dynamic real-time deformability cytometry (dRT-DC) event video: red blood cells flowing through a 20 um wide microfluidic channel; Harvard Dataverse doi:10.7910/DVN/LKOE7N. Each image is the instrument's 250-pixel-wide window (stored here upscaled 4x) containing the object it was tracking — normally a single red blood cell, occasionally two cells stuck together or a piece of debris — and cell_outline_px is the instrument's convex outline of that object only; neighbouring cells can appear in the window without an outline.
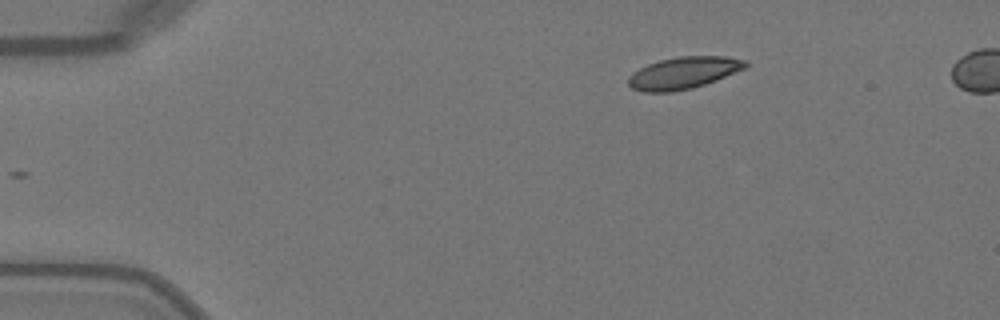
{"species": "Egyptian fruit bat (a non-hibernating species)", "species_latin": "Rousettus aegyptiacus", "temperature_condition": "warm", "stored_images_in_passage": 42, "camera_frame_rate_fps": 3000, "um_per_image_px": 0.085, "animal": {"sex": "female"}, "frame": {"image": 1, "passage_image": 1, "time_ms": 0.0, "image_size_px": [1000, 320], "cell_outline_px": [[748, 64], [744, 68], [716, 80], [692, 88], [672, 92], [644, 92], [632, 88], [628, 84], [628, 76], [640, 68], [648, 64], [660, 60], [680, 56], [728, 56], [744, 60]], "centroid_in_image_um": [58.07, 6.19], "position_along_channel_um": 26.9, "area_um2": 21.62}}
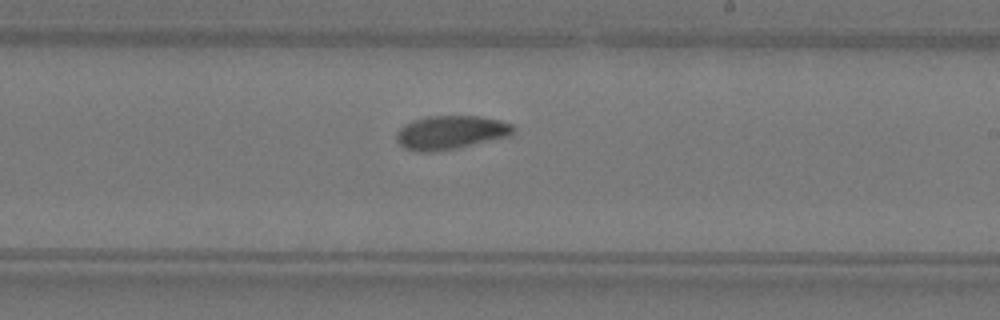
{"frame": {"image": 2, "passage_image": 23, "time_ms": 7.333, "image_size_px": [1000, 320], "cell_outline_px": [[516, 128], [512, 136], [456, 148], [428, 152], [416, 152], [404, 148], [396, 140], [396, 132], [404, 124], [412, 120], [428, 116], [480, 116], [500, 120], [512, 124]], "centroid_in_image_um": [38.32, 11.25], "position_along_channel_um": 250.7, "area_um2": 23.18}}
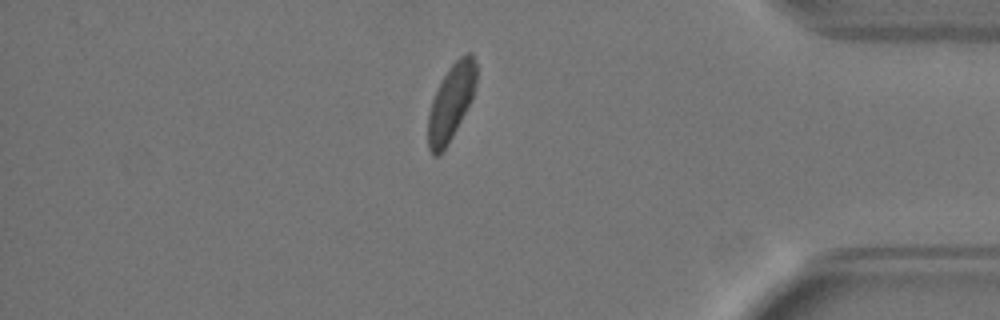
{"frame": {"image": 3, "passage_image": 36, "time_ms": 11.667, "image_size_px": [1000, 320], "cell_outline_px": [[476, 84], [472, 100], [452, 136], [444, 148], [436, 156], [432, 156], [428, 148], [428, 116], [432, 100], [448, 68], [460, 56], [468, 52], [472, 52], [476, 60]], "centroid_in_image_um": [38.36, 8.66], "position_along_channel_um": 396.8, "area_um2": 21.15}, "authors_computed_cell_mechanics": {"area_um2": 22.4553, "velocity_mm_per_s": 4.032, "shape_relaxation_time_tau1_ms": 3.2691, "shape_relaxation_time_tau2_ms": 1.5816, "deformation_change_tau1": 0.1241, "deformation_change_tau2": 0.0552}}